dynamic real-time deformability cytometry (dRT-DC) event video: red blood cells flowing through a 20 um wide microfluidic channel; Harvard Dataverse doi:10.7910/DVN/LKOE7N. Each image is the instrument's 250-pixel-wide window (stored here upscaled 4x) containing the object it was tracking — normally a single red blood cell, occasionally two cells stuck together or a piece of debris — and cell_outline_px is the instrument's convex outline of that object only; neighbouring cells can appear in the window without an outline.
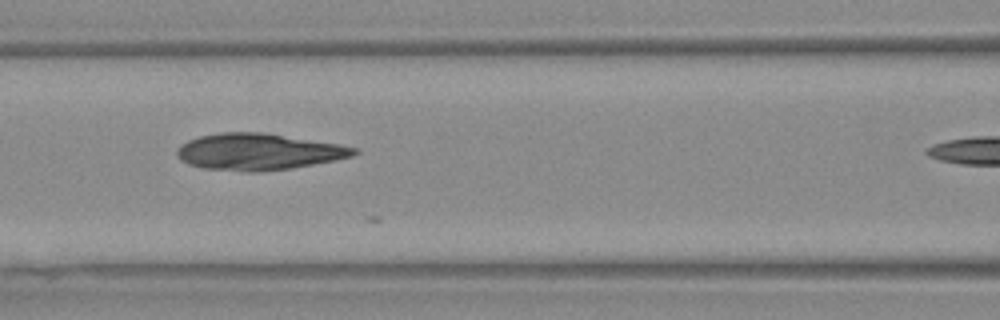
{"species": "Egyptian fruit bat (a non-hibernating species)", "species_latin": "Rousettus aegyptiacus", "temperature_condition": "warm", "stored_images_in_passage": 8, "segment_of_instrument_passage": [1, 2], "camera_frame_rate_fps": 3000, "um_per_image_px": 0.085, "animal": {"sex": "female"}, "frame": {"image": 1, "passage_image": 6, "time_ms": 1.667, "image_size_px": [1000, 320], "cell_outline_px": [[360, 152], [352, 156], [336, 160], [288, 168], [260, 172], [248, 172], [204, 168], [188, 164], [180, 160], [176, 152], [180, 144], [188, 140], [200, 136], [220, 132], [264, 132], [340, 144], [360, 148]], "centroid_in_image_um": [21.98, 12.89], "position_along_channel_um": 144.6, "area_um2": 37.8}}